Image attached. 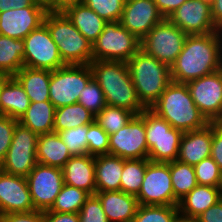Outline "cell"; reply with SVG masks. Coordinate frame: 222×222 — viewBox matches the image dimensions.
Returning <instances> with one entry per match:
<instances>
[{
	"instance_id": "obj_1",
	"label": "cell",
	"mask_w": 222,
	"mask_h": 222,
	"mask_svg": "<svg viewBox=\"0 0 222 222\" xmlns=\"http://www.w3.org/2000/svg\"><path fill=\"white\" fill-rule=\"evenodd\" d=\"M222 69V31L187 35L170 67L171 80L184 83Z\"/></svg>"
},
{
	"instance_id": "obj_2",
	"label": "cell",
	"mask_w": 222,
	"mask_h": 222,
	"mask_svg": "<svg viewBox=\"0 0 222 222\" xmlns=\"http://www.w3.org/2000/svg\"><path fill=\"white\" fill-rule=\"evenodd\" d=\"M89 66L107 105L128 109L136 115L146 109L138 98L126 62L91 61Z\"/></svg>"
},
{
	"instance_id": "obj_3",
	"label": "cell",
	"mask_w": 222,
	"mask_h": 222,
	"mask_svg": "<svg viewBox=\"0 0 222 222\" xmlns=\"http://www.w3.org/2000/svg\"><path fill=\"white\" fill-rule=\"evenodd\" d=\"M149 109L182 132L200 130L210 124L195 105L184 83L172 81Z\"/></svg>"
},
{
	"instance_id": "obj_4",
	"label": "cell",
	"mask_w": 222,
	"mask_h": 222,
	"mask_svg": "<svg viewBox=\"0 0 222 222\" xmlns=\"http://www.w3.org/2000/svg\"><path fill=\"white\" fill-rule=\"evenodd\" d=\"M126 63L139 100L150 108L172 82L170 67L141 49Z\"/></svg>"
},
{
	"instance_id": "obj_5",
	"label": "cell",
	"mask_w": 222,
	"mask_h": 222,
	"mask_svg": "<svg viewBox=\"0 0 222 222\" xmlns=\"http://www.w3.org/2000/svg\"><path fill=\"white\" fill-rule=\"evenodd\" d=\"M44 24L58 46L65 65H85L92 61V43L77 30L62 11H48Z\"/></svg>"
},
{
	"instance_id": "obj_6",
	"label": "cell",
	"mask_w": 222,
	"mask_h": 222,
	"mask_svg": "<svg viewBox=\"0 0 222 222\" xmlns=\"http://www.w3.org/2000/svg\"><path fill=\"white\" fill-rule=\"evenodd\" d=\"M144 124L149 150L148 160L163 163L177 160L183 132L173 128L149 108L144 110Z\"/></svg>"
},
{
	"instance_id": "obj_7",
	"label": "cell",
	"mask_w": 222,
	"mask_h": 222,
	"mask_svg": "<svg viewBox=\"0 0 222 222\" xmlns=\"http://www.w3.org/2000/svg\"><path fill=\"white\" fill-rule=\"evenodd\" d=\"M140 42L120 21L107 22L92 44V61L127 62L140 50Z\"/></svg>"
},
{
	"instance_id": "obj_8",
	"label": "cell",
	"mask_w": 222,
	"mask_h": 222,
	"mask_svg": "<svg viewBox=\"0 0 222 222\" xmlns=\"http://www.w3.org/2000/svg\"><path fill=\"white\" fill-rule=\"evenodd\" d=\"M93 78L89 64L65 65L51 71L49 98L55 108L78 103L80 91Z\"/></svg>"
},
{
	"instance_id": "obj_9",
	"label": "cell",
	"mask_w": 222,
	"mask_h": 222,
	"mask_svg": "<svg viewBox=\"0 0 222 222\" xmlns=\"http://www.w3.org/2000/svg\"><path fill=\"white\" fill-rule=\"evenodd\" d=\"M186 37V33L164 18L141 40L140 49L171 67L182 51Z\"/></svg>"
},
{
	"instance_id": "obj_10",
	"label": "cell",
	"mask_w": 222,
	"mask_h": 222,
	"mask_svg": "<svg viewBox=\"0 0 222 222\" xmlns=\"http://www.w3.org/2000/svg\"><path fill=\"white\" fill-rule=\"evenodd\" d=\"M38 136L18 122L9 150L0 164V170L7 174L27 177L37 164Z\"/></svg>"
},
{
	"instance_id": "obj_11",
	"label": "cell",
	"mask_w": 222,
	"mask_h": 222,
	"mask_svg": "<svg viewBox=\"0 0 222 222\" xmlns=\"http://www.w3.org/2000/svg\"><path fill=\"white\" fill-rule=\"evenodd\" d=\"M24 66L34 69L54 71L65 64L59 53L58 46L52 40L47 26L43 23L32 30L24 39Z\"/></svg>"
},
{
	"instance_id": "obj_12",
	"label": "cell",
	"mask_w": 222,
	"mask_h": 222,
	"mask_svg": "<svg viewBox=\"0 0 222 222\" xmlns=\"http://www.w3.org/2000/svg\"><path fill=\"white\" fill-rule=\"evenodd\" d=\"M139 205L174 206L170 162H149L141 189L136 196Z\"/></svg>"
},
{
	"instance_id": "obj_13",
	"label": "cell",
	"mask_w": 222,
	"mask_h": 222,
	"mask_svg": "<svg viewBox=\"0 0 222 222\" xmlns=\"http://www.w3.org/2000/svg\"><path fill=\"white\" fill-rule=\"evenodd\" d=\"M109 154L122 159H148L144 111L116 133L109 135Z\"/></svg>"
},
{
	"instance_id": "obj_14",
	"label": "cell",
	"mask_w": 222,
	"mask_h": 222,
	"mask_svg": "<svg viewBox=\"0 0 222 222\" xmlns=\"http://www.w3.org/2000/svg\"><path fill=\"white\" fill-rule=\"evenodd\" d=\"M26 179L34 209L50 210L64 185L62 169L37 163Z\"/></svg>"
},
{
	"instance_id": "obj_15",
	"label": "cell",
	"mask_w": 222,
	"mask_h": 222,
	"mask_svg": "<svg viewBox=\"0 0 222 222\" xmlns=\"http://www.w3.org/2000/svg\"><path fill=\"white\" fill-rule=\"evenodd\" d=\"M195 105L210 123L222 119V69L186 83Z\"/></svg>"
},
{
	"instance_id": "obj_16",
	"label": "cell",
	"mask_w": 222,
	"mask_h": 222,
	"mask_svg": "<svg viewBox=\"0 0 222 222\" xmlns=\"http://www.w3.org/2000/svg\"><path fill=\"white\" fill-rule=\"evenodd\" d=\"M168 19L187 35L220 31L213 23L211 4L203 0H186Z\"/></svg>"
},
{
	"instance_id": "obj_17",
	"label": "cell",
	"mask_w": 222,
	"mask_h": 222,
	"mask_svg": "<svg viewBox=\"0 0 222 222\" xmlns=\"http://www.w3.org/2000/svg\"><path fill=\"white\" fill-rule=\"evenodd\" d=\"M164 17L153 0H126L120 24L142 40Z\"/></svg>"
},
{
	"instance_id": "obj_18",
	"label": "cell",
	"mask_w": 222,
	"mask_h": 222,
	"mask_svg": "<svg viewBox=\"0 0 222 222\" xmlns=\"http://www.w3.org/2000/svg\"><path fill=\"white\" fill-rule=\"evenodd\" d=\"M47 12L44 7H24L1 12L0 34L14 39H24L32 30L44 23Z\"/></svg>"
},
{
	"instance_id": "obj_19",
	"label": "cell",
	"mask_w": 222,
	"mask_h": 222,
	"mask_svg": "<svg viewBox=\"0 0 222 222\" xmlns=\"http://www.w3.org/2000/svg\"><path fill=\"white\" fill-rule=\"evenodd\" d=\"M34 209L26 177L0 170V215Z\"/></svg>"
},
{
	"instance_id": "obj_20",
	"label": "cell",
	"mask_w": 222,
	"mask_h": 222,
	"mask_svg": "<svg viewBox=\"0 0 222 222\" xmlns=\"http://www.w3.org/2000/svg\"><path fill=\"white\" fill-rule=\"evenodd\" d=\"M212 137L213 123L200 130L183 132L177 160L194 166L204 158L210 157Z\"/></svg>"
},
{
	"instance_id": "obj_21",
	"label": "cell",
	"mask_w": 222,
	"mask_h": 222,
	"mask_svg": "<svg viewBox=\"0 0 222 222\" xmlns=\"http://www.w3.org/2000/svg\"><path fill=\"white\" fill-rule=\"evenodd\" d=\"M64 184L74 186L95 195V156L75 155L62 168Z\"/></svg>"
},
{
	"instance_id": "obj_22",
	"label": "cell",
	"mask_w": 222,
	"mask_h": 222,
	"mask_svg": "<svg viewBox=\"0 0 222 222\" xmlns=\"http://www.w3.org/2000/svg\"><path fill=\"white\" fill-rule=\"evenodd\" d=\"M109 222H133L139 206L136 196L123 191L96 192Z\"/></svg>"
},
{
	"instance_id": "obj_23",
	"label": "cell",
	"mask_w": 222,
	"mask_h": 222,
	"mask_svg": "<svg viewBox=\"0 0 222 222\" xmlns=\"http://www.w3.org/2000/svg\"><path fill=\"white\" fill-rule=\"evenodd\" d=\"M221 200V189L197 185L178 203L179 215L184 219L195 220L197 216Z\"/></svg>"
},
{
	"instance_id": "obj_24",
	"label": "cell",
	"mask_w": 222,
	"mask_h": 222,
	"mask_svg": "<svg viewBox=\"0 0 222 222\" xmlns=\"http://www.w3.org/2000/svg\"><path fill=\"white\" fill-rule=\"evenodd\" d=\"M77 30L92 44L102 33L107 23L83 2L70 5L62 11Z\"/></svg>"
},
{
	"instance_id": "obj_25",
	"label": "cell",
	"mask_w": 222,
	"mask_h": 222,
	"mask_svg": "<svg viewBox=\"0 0 222 222\" xmlns=\"http://www.w3.org/2000/svg\"><path fill=\"white\" fill-rule=\"evenodd\" d=\"M124 159L110 154L95 156L96 192L119 191Z\"/></svg>"
},
{
	"instance_id": "obj_26",
	"label": "cell",
	"mask_w": 222,
	"mask_h": 222,
	"mask_svg": "<svg viewBox=\"0 0 222 222\" xmlns=\"http://www.w3.org/2000/svg\"><path fill=\"white\" fill-rule=\"evenodd\" d=\"M72 157L58 133H46L38 136L37 163L63 168Z\"/></svg>"
},
{
	"instance_id": "obj_27",
	"label": "cell",
	"mask_w": 222,
	"mask_h": 222,
	"mask_svg": "<svg viewBox=\"0 0 222 222\" xmlns=\"http://www.w3.org/2000/svg\"><path fill=\"white\" fill-rule=\"evenodd\" d=\"M30 103L22 85L14 76H10L0 91V115L19 120Z\"/></svg>"
},
{
	"instance_id": "obj_28",
	"label": "cell",
	"mask_w": 222,
	"mask_h": 222,
	"mask_svg": "<svg viewBox=\"0 0 222 222\" xmlns=\"http://www.w3.org/2000/svg\"><path fill=\"white\" fill-rule=\"evenodd\" d=\"M14 77L22 85L30 102L50 101V70L34 69L24 66L14 75Z\"/></svg>"
},
{
	"instance_id": "obj_29",
	"label": "cell",
	"mask_w": 222,
	"mask_h": 222,
	"mask_svg": "<svg viewBox=\"0 0 222 222\" xmlns=\"http://www.w3.org/2000/svg\"><path fill=\"white\" fill-rule=\"evenodd\" d=\"M55 107L51 101L31 102L18 122L38 135L54 132Z\"/></svg>"
},
{
	"instance_id": "obj_30",
	"label": "cell",
	"mask_w": 222,
	"mask_h": 222,
	"mask_svg": "<svg viewBox=\"0 0 222 222\" xmlns=\"http://www.w3.org/2000/svg\"><path fill=\"white\" fill-rule=\"evenodd\" d=\"M24 53L23 39H14L0 34V72L14 76L24 67Z\"/></svg>"
},
{
	"instance_id": "obj_31",
	"label": "cell",
	"mask_w": 222,
	"mask_h": 222,
	"mask_svg": "<svg viewBox=\"0 0 222 222\" xmlns=\"http://www.w3.org/2000/svg\"><path fill=\"white\" fill-rule=\"evenodd\" d=\"M95 121V115L82 104L74 103L55 108L54 132L89 125Z\"/></svg>"
},
{
	"instance_id": "obj_32",
	"label": "cell",
	"mask_w": 222,
	"mask_h": 222,
	"mask_svg": "<svg viewBox=\"0 0 222 222\" xmlns=\"http://www.w3.org/2000/svg\"><path fill=\"white\" fill-rule=\"evenodd\" d=\"M170 173L174 191V206H178L179 201L198 185L196 174L192 165L178 160L170 162Z\"/></svg>"
},
{
	"instance_id": "obj_33",
	"label": "cell",
	"mask_w": 222,
	"mask_h": 222,
	"mask_svg": "<svg viewBox=\"0 0 222 222\" xmlns=\"http://www.w3.org/2000/svg\"><path fill=\"white\" fill-rule=\"evenodd\" d=\"M148 159H124L120 191L137 196L144 180Z\"/></svg>"
},
{
	"instance_id": "obj_34",
	"label": "cell",
	"mask_w": 222,
	"mask_h": 222,
	"mask_svg": "<svg viewBox=\"0 0 222 222\" xmlns=\"http://www.w3.org/2000/svg\"><path fill=\"white\" fill-rule=\"evenodd\" d=\"M135 115L128 109L106 105L95 116V121L108 135H112L127 125Z\"/></svg>"
},
{
	"instance_id": "obj_35",
	"label": "cell",
	"mask_w": 222,
	"mask_h": 222,
	"mask_svg": "<svg viewBox=\"0 0 222 222\" xmlns=\"http://www.w3.org/2000/svg\"><path fill=\"white\" fill-rule=\"evenodd\" d=\"M90 195L74 186L64 184L49 211L62 213H79Z\"/></svg>"
},
{
	"instance_id": "obj_36",
	"label": "cell",
	"mask_w": 222,
	"mask_h": 222,
	"mask_svg": "<svg viewBox=\"0 0 222 222\" xmlns=\"http://www.w3.org/2000/svg\"><path fill=\"white\" fill-rule=\"evenodd\" d=\"M178 206L139 205L133 222H177Z\"/></svg>"
},
{
	"instance_id": "obj_37",
	"label": "cell",
	"mask_w": 222,
	"mask_h": 222,
	"mask_svg": "<svg viewBox=\"0 0 222 222\" xmlns=\"http://www.w3.org/2000/svg\"><path fill=\"white\" fill-rule=\"evenodd\" d=\"M87 132L88 125H82L76 128L59 131L58 134L71 155L75 156L88 154Z\"/></svg>"
},
{
	"instance_id": "obj_38",
	"label": "cell",
	"mask_w": 222,
	"mask_h": 222,
	"mask_svg": "<svg viewBox=\"0 0 222 222\" xmlns=\"http://www.w3.org/2000/svg\"><path fill=\"white\" fill-rule=\"evenodd\" d=\"M78 103L95 116L107 105L104 93L94 78L80 91Z\"/></svg>"
},
{
	"instance_id": "obj_39",
	"label": "cell",
	"mask_w": 222,
	"mask_h": 222,
	"mask_svg": "<svg viewBox=\"0 0 222 222\" xmlns=\"http://www.w3.org/2000/svg\"><path fill=\"white\" fill-rule=\"evenodd\" d=\"M193 167L198 185L220 188L222 182V172L211 156L204 158L201 162Z\"/></svg>"
},
{
	"instance_id": "obj_40",
	"label": "cell",
	"mask_w": 222,
	"mask_h": 222,
	"mask_svg": "<svg viewBox=\"0 0 222 222\" xmlns=\"http://www.w3.org/2000/svg\"><path fill=\"white\" fill-rule=\"evenodd\" d=\"M126 0H83V3L94 10L106 22L119 21Z\"/></svg>"
},
{
	"instance_id": "obj_41",
	"label": "cell",
	"mask_w": 222,
	"mask_h": 222,
	"mask_svg": "<svg viewBox=\"0 0 222 222\" xmlns=\"http://www.w3.org/2000/svg\"><path fill=\"white\" fill-rule=\"evenodd\" d=\"M86 137L88 155L97 156L109 154V135L96 121L88 125Z\"/></svg>"
},
{
	"instance_id": "obj_42",
	"label": "cell",
	"mask_w": 222,
	"mask_h": 222,
	"mask_svg": "<svg viewBox=\"0 0 222 222\" xmlns=\"http://www.w3.org/2000/svg\"><path fill=\"white\" fill-rule=\"evenodd\" d=\"M78 216L80 222H109L102 204L96 195H90L86 199Z\"/></svg>"
},
{
	"instance_id": "obj_43",
	"label": "cell",
	"mask_w": 222,
	"mask_h": 222,
	"mask_svg": "<svg viewBox=\"0 0 222 222\" xmlns=\"http://www.w3.org/2000/svg\"><path fill=\"white\" fill-rule=\"evenodd\" d=\"M17 123V119L0 115V164L9 150Z\"/></svg>"
},
{
	"instance_id": "obj_44",
	"label": "cell",
	"mask_w": 222,
	"mask_h": 222,
	"mask_svg": "<svg viewBox=\"0 0 222 222\" xmlns=\"http://www.w3.org/2000/svg\"><path fill=\"white\" fill-rule=\"evenodd\" d=\"M0 222H45V211L32 210L2 214Z\"/></svg>"
},
{
	"instance_id": "obj_45",
	"label": "cell",
	"mask_w": 222,
	"mask_h": 222,
	"mask_svg": "<svg viewBox=\"0 0 222 222\" xmlns=\"http://www.w3.org/2000/svg\"><path fill=\"white\" fill-rule=\"evenodd\" d=\"M210 156L222 172V125L218 123H213V137Z\"/></svg>"
},
{
	"instance_id": "obj_46",
	"label": "cell",
	"mask_w": 222,
	"mask_h": 222,
	"mask_svg": "<svg viewBox=\"0 0 222 222\" xmlns=\"http://www.w3.org/2000/svg\"><path fill=\"white\" fill-rule=\"evenodd\" d=\"M196 222H222V201L208 208L195 219Z\"/></svg>"
},
{
	"instance_id": "obj_47",
	"label": "cell",
	"mask_w": 222,
	"mask_h": 222,
	"mask_svg": "<svg viewBox=\"0 0 222 222\" xmlns=\"http://www.w3.org/2000/svg\"><path fill=\"white\" fill-rule=\"evenodd\" d=\"M158 11L164 18H168L186 0H153Z\"/></svg>"
},
{
	"instance_id": "obj_48",
	"label": "cell",
	"mask_w": 222,
	"mask_h": 222,
	"mask_svg": "<svg viewBox=\"0 0 222 222\" xmlns=\"http://www.w3.org/2000/svg\"><path fill=\"white\" fill-rule=\"evenodd\" d=\"M45 222H80L78 213L45 211Z\"/></svg>"
},
{
	"instance_id": "obj_49",
	"label": "cell",
	"mask_w": 222,
	"mask_h": 222,
	"mask_svg": "<svg viewBox=\"0 0 222 222\" xmlns=\"http://www.w3.org/2000/svg\"><path fill=\"white\" fill-rule=\"evenodd\" d=\"M24 7H42L35 4L33 0H0V13L10 9H20Z\"/></svg>"
},
{
	"instance_id": "obj_50",
	"label": "cell",
	"mask_w": 222,
	"mask_h": 222,
	"mask_svg": "<svg viewBox=\"0 0 222 222\" xmlns=\"http://www.w3.org/2000/svg\"><path fill=\"white\" fill-rule=\"evenodd\" d=\"M211 14L216 28L222 31V0H213L211 3Z\"/></svg>"
},
{
	"instance_id": "obj_51",
	"label": "cell",
	"mask_w": 222,
	"mask_h": 222,
	"mask_svg": "<svg viewBox=\"0 0 222 222\" xmlns=\"http://www.w3.org/2000/svg\"><path fill=\"white\" fill-rule=\"evenodd\" d=\"M82 2L83 0H54V11H63L70 5Z\"/></svg>"
},
{
	"instance_id": "obj_52",
	"label": "cell",
	"mask_w": 222,
	"mask_h": 222,
	"mask_svg": "<svg viewBox=\"0 0 222 222\" xmlns=\"http://www.w3.org/2000/svg\"><path fill=\"white\" fill-rule=\"evenodd\" d=\"M33 2L44 7L47 11H54V0H33Z\"/></svg>"
},
{
	"instance_id": "obj_53",
	"label": "cell",
	"mask_w": 222,
	"mask_h": 222,
	"mask_svg": "<svg viewBox=\"0 0 222 222\" xmlns=\"http://www.w3.org/2000/svg\"><path fill=\"white\" fill-rule=\"evenodd\" d=\"M9 77L10 76L7 75L6 73L0 72V91H1V88L3 87V85L8 80Z\"/></svg>"
},
{
	"instance_id": "obj_54",
	"label": "cell",
	"mask_w": 222,
	"mask_h": 222,
	"mask_svg": "<svg viewBox=\"0 0 222 222\" xmlns=\"http://www.w3.org/2000/svg\"><path fill=\"white\" fill-rule=\"evenodd\" d=\"M177 222H196L195 220H193V219H184V218H179L178 220H177Z\"/></svg>"
},
{
	"instance_id": "obj_55",
	"label": "cell",
	"mask_w": 222,
	"mask_h": 222,
	"mask_svg": "<svg viewBox=\"0 0 222 222\" xmlns=\"http://www.w3.org/2000/svg\"><path fill=\"white\" fill-rule=\"evenodd\" d=\"M203 1H206L211 4L213 0H203Z\"/></svg>"
},
{
	"instance_id": "obj_56",
	"label": "cell",
	"mask_w": 222,
	"mask_h": 222,
	"mask_svg": "<svg viewBox=\"0 0 222 222\" xmlns=\"http://www.w3.org/2000/svg\"><path fill=\"white\" fill-rule=\"evenodd\" d=\"M218 124L222 125V119L218 122Z\"/></svg>"
}]
</instances>
